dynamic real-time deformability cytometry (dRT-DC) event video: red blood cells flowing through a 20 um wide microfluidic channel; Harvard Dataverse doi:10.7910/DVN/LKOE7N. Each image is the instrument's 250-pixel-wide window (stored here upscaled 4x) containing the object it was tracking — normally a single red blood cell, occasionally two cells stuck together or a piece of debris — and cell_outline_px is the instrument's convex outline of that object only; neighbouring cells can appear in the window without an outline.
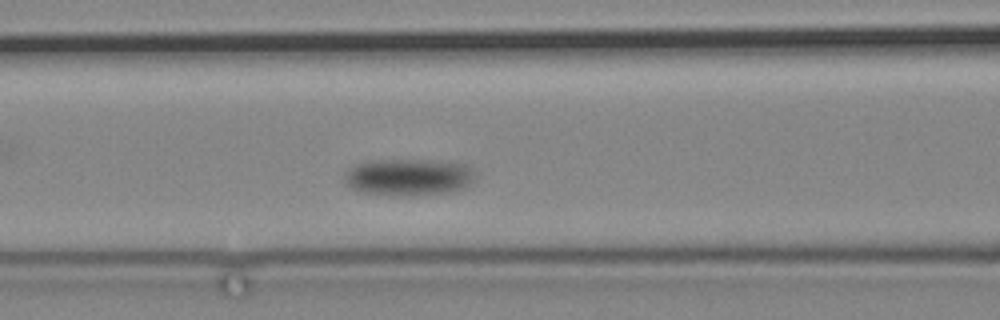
{"species": "common noctule bat (a hibernating species)", "species_latin": "Nyctalus noctula", "temperature_condition": "cold", "stored_images_in_passage": 8, "camera_frame_rate_fps": 3000, "um_per_image_px": 0.085, "animal": {"sex": "male", "body_mass_g": 19.2, "forearm_length_mm": 51.8}, "frame": {"image": 1, "passage_image": 5, "time_ms": 6.0, "image_size_px": [1000, 320], "cell_outline_px": [[476, 180], [464, 188], [452, 192], [408, 196], [400, 196], [360, 192], [352, 188], [344, 180], [344, 172], [348, 168], [356, 164], [372, 160], [428, 160], [464, 164], [472, 168]], "centroid_in_image_um": [34.73, 15.06], "position_along_channel_um": 131.9, "area_um2": 28.38}}
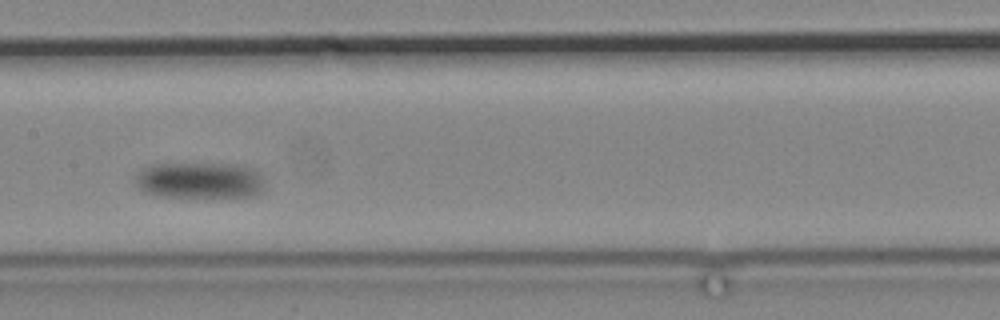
{"frame": {"image": 2, "passage_image": 7, "time_ms": 8.333, "image_size_px": [1000, 320], "cell_outline_px": [[264, 188], [260, 192], [252, 196], [160, 196], [144, 192], [136, 184], [136, 176], [144, 168], [152, 164], [244, 164], [256, 168], [260, 172], [264, 180]], "centroid_in_image_um": [17.05, 15.31], "position_along_channel_um": 190.4, "area_um2": 27.34}}